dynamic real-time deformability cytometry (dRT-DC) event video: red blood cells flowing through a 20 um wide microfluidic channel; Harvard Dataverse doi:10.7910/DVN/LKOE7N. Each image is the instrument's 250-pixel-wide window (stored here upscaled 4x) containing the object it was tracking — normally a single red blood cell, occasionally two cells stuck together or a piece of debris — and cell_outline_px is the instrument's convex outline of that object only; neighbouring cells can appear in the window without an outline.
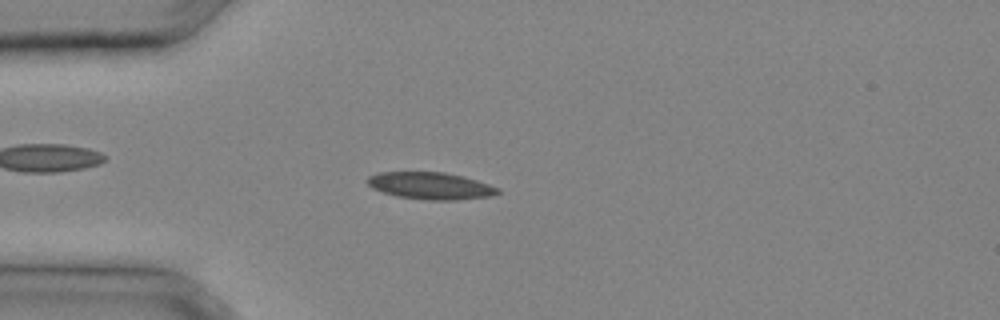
{"species": "common noctule bat (a hibernating species)", "species_latin": "Nyctalus noctula", "temperature_condition": "cold", "stored_images_in_passage": 31, "camera_frame_rate_fps": 3000, "um_per_image_px": 0.085, "animal": {"sex": "male", "body_mass_g": 20.4}, "frame": {"image": 1, "passage_image": 9, "time_ms": 2.667, "image_size_px": [1000, 320], "cell_outline_px": [[500, 192], [492, 196], [456, 200], [428, 200], [396, 196], [372, 188], [364, 180], [368, 176], [380, 172], [444, 172], [464, 176], [500, 188]], "centroid_in_image_um": [36.59, 15.79], "position_along_channel_um": 48.4, "area_um2": 20.63}}
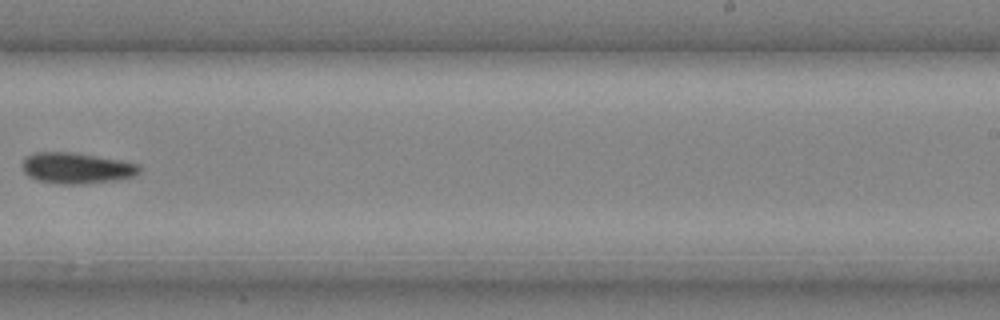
{"frame": {"image": 2, "passage_image": 21, "time_ms": 6.667, "image_size_px": [1000, 320], "cell_outline_px": [[140, 172], [132, 176], [112, 180], [80, 184], [64, 184], [40, 180], [28, 176], [24, 172], [24, 156], [36, 152], [72, 152], [120, 160], [140, 164]], "centroid_in_image_um": [6.5, 14.27], "position_along_channel_um": 282.5, "area_um2": 20.75}}
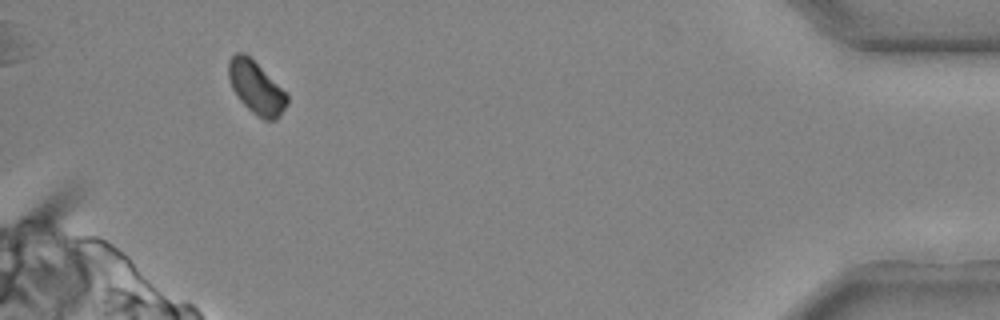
{"frame": {"image": 3, "passage_image": 30, "time_ms": 9.667, "image_size_px": [1000, 320], "cell_outline_px": [[288, 104], [280, 116], [276, 120], [264, 120], [252, 112], [240, 100], [232, 88], [228, 80], [228, 60], [236, 52], [244, 52], [288, 96]], "centroid_in_image_um": [21.74, 7.47], "position_along_channel_um": 413.5, "area_um2": 17.51}}